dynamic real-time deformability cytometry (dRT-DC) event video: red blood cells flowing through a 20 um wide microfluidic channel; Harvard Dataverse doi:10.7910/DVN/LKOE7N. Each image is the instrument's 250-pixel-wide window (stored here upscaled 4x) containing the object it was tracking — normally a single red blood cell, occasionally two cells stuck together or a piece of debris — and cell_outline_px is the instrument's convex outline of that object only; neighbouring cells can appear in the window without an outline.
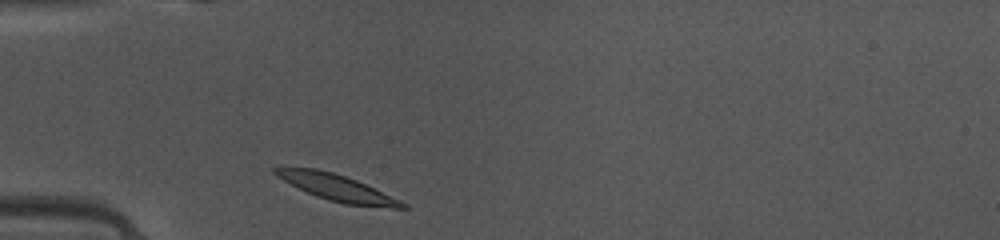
{"species": "common noctule bat (a hibernating species)", "species_latin": "Nyctalus noctula", "temperature_condition": "warm", "stored_images_in_passage": 35, "camera_frame_rate_fps": 3000, "um_per_image_px": 0.085, "animal": {"sex": "female", "body_mass_g": 10.0, "forearm_length_mm": 53.1}, "frame": {"image": 1, "passage_image": 1, "time_ms": 0.0, "image_size_px": [1000, 240], "cell_outline_px": [[408, 208], [392, 208], [344, 204], [328, 200], [316, 196], [276, 176], [272, 172], [272, 168], [316, 168], [332, 172], [356, 180], [400, 200], [408, 204]], "centroid_in_image_um": [28.67, 15.96], "position_along_channel_um": 56.3, "area_um2": 19.13}}
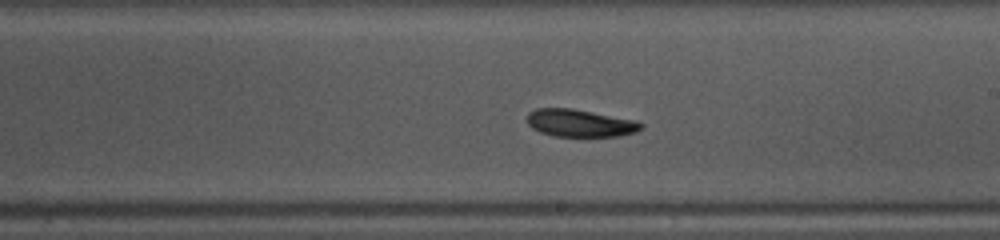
{"frame": {"image": 2, "passage_image": 15, "time_ms": 4.667, "image_size_px": [1000, 240], "cell_outline_px": [[644, 128], [636, 132], [620, 136], [552, 136], [540, 132], [532, 128], [528, 124], [528, 112], [536, 108], [572, 108], [636, 120], [644, 124]], "centroid_in_image_um": [49.32, 10.46], "position_along_channel_um": 239.7, "area_um2": 18.38}}
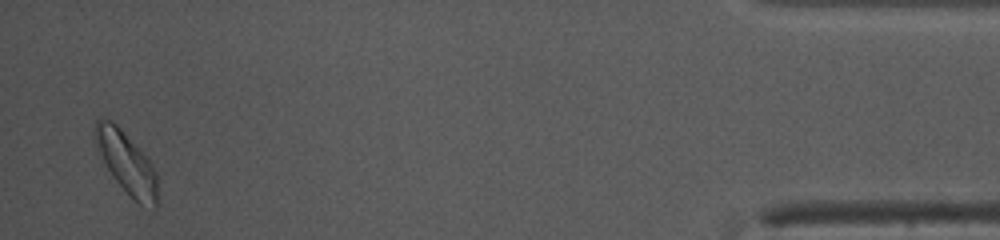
{"frame": {"image": 3, "passage_image": 34, "time_ms": 11.0, "image_size_px": [1000, 240], "cell_outline_px": [[160, 204], [156, 208], [140, 204], [112, 176], [92, 136], [92, 128], [96, 120], [100, 116], [112, 120], [148, 156], [156, 172]], "centroid_in_image_um": [10.78, 13.79], "position_along_channel_um": 424.4, "area_um2": 22.72}, "authors_computed_cell_mechanics": {"area_um2": 19.1318, "velocity_mm_per_s": 4.087, "shape_relaxation_time_tau1_ms": 1.5004, "shape_relaxation_time_tau2_ms": 2.3639, "deformation_change_tau1": 0.0812, "deformation_change_tau2": 0.07}}